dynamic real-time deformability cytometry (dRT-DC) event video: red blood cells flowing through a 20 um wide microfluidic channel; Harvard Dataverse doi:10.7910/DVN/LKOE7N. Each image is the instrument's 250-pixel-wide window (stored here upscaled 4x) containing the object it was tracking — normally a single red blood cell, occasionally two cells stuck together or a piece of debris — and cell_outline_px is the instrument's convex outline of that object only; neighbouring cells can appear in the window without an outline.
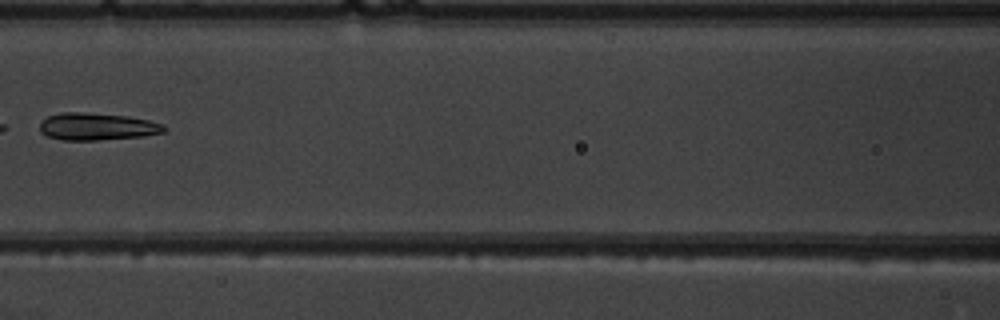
{"species": "common noctule bat (a hibernating species)", "species_latin": "Nyctalus noctula", "temperature_condition": "warm", "stored_images_in_passage": 4, "camera_frame_rate_fps": 3000, "um_per_image_px": 0.085, "animal": {"sex": "male", "body_mass_g": 19.5, "forearm_length_mm": 54.6}, "frame": {"image": 1, "passage_image": 3, "time_ms": 2.667, "image_size_px": [1000, 320], "cell_outline_px": [[168, 128], [164, 132], [144, 136], [96, 140], [64, 140], [48, 136], [40, 132], [40, 124], [48, 116], [60, 112], [84, 112], [128, 116], [148, 120], [164, 124]], "centroid_in_image_um": [8.27, 10.75], "position_along_channel_um": 158.3, "area_um2": 19.77}}
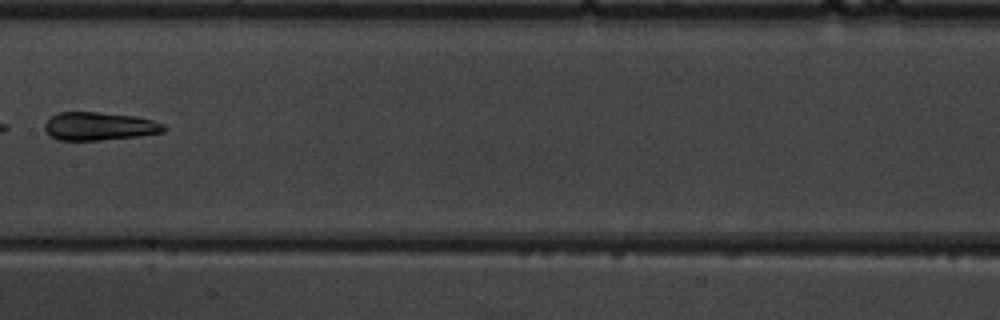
{"frame": {"image": 2, "passage_image": 4, "time_ms": 3.667, "image_size_px": [1000, 320], "cell_outline_px": [[168, 128], [164, 132], [140, 136], [100, 140], [56, 140], [44, 128], [44, 124], [52, 116], [60, 112], [100, 112], [136, 116], [152, 120], [164, 124]], "centroid_in_image_um": [8.48, 10.73], "position_along_channel_um": 198.9, "area_um2": 19.59}}